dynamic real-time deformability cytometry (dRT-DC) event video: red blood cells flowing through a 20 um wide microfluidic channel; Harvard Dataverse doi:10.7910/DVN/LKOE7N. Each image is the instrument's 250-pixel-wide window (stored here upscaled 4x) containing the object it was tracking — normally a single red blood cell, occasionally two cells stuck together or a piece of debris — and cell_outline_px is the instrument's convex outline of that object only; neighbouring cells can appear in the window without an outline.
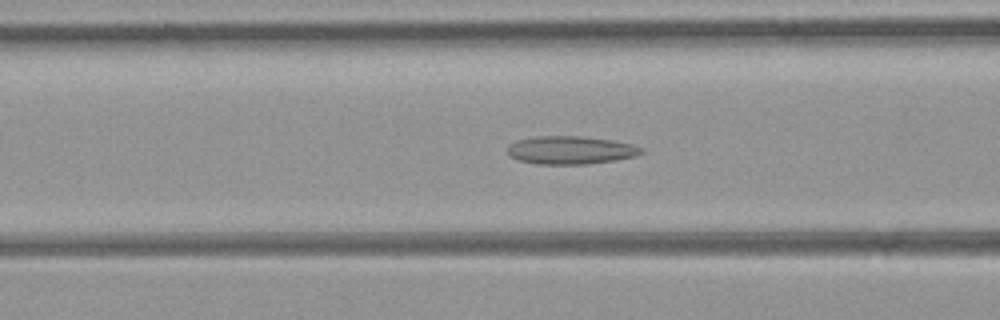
{"species": "common noctule bat (a hibernating species)", "species_latin": "Nyctalus noctula", "temperature_condition": "room temperature", "stored_images_in_passage": 40, "camera_frame_rate_fps": 3000, "um_per_image_px": 0.085, "animal": {"sex": "female", "body_mass_g": 21.9}, "frame": {"image": 1, "passage_image": 11, "time_ms": 3.333, "image_size_px": [1000, 320], "cell_outline_px": [[644, 152], [636, 156], [616, 160], [588, 164], [536, 164], [520, 160], [508, 156], [508, 144], [516, 140], [536, 136], [584, 136], [612, 140], [632, 144], [644, 148]], "centroid_in_image_um": [48.51, 12.76], "position_along_channel_um": 118.1, "area_um2": 22.14}}
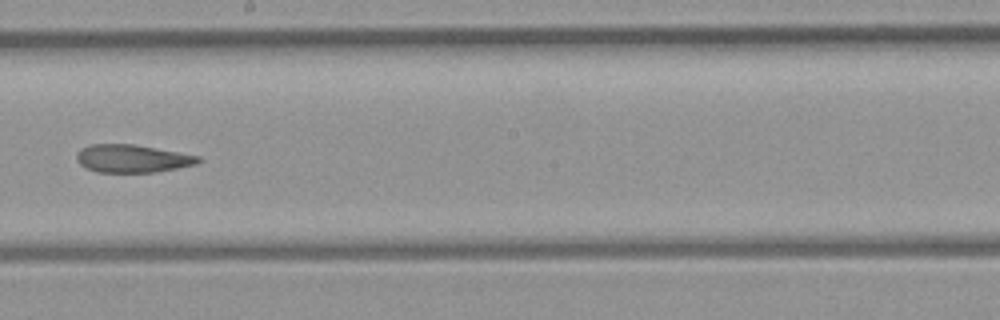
{"frame": {"image": 2, "passage_image": 19, "time_ms": 6.0, "image_size_px": [1000, 320], "cell_outline_px": [[200, 160], [196, 164], [176, 168], [152, 172], [96, 172], [80, 164], [76, 160], [76, 152], [80, 148], [88, 144], [132, 144], [180, 152], [200, 156]], "centroid_in_image_um": [11.2, 13.46], "position_along_channel_um": 237.0, "area_um2": 19.71}}
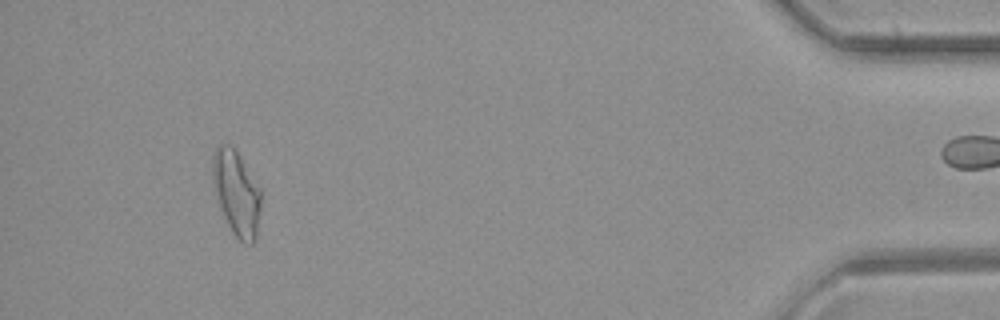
{"frame": {"image": 3, "passage_image": 36, "time_ms": 11.667, "image_size_px": [1000, 320], "cell_outline_px": [[260, 208], [256, 240], [252, 244], [244, 244], [232, 232], [224, 216], [220, 204], [216, 188], [212, 168], [212, 156], [216, 148], [220, 144], [232, 144], [260, 188]], "centroid_in_image_um": [20.13, 16.4], "position_along_channel_um": 415.1, "area_um2": 23.35}, "authors_computed_cell_mechanics": {"area_um2": 21.7039, "velocity_mm_per_s": 4.4515, "shape_relaxation_time_tau1_ms": null, "shape_relaxation_time_tau2_ms": 4.0193, "deformation_change_tau1": null, "deformation_change_tau2": 0.1112}}